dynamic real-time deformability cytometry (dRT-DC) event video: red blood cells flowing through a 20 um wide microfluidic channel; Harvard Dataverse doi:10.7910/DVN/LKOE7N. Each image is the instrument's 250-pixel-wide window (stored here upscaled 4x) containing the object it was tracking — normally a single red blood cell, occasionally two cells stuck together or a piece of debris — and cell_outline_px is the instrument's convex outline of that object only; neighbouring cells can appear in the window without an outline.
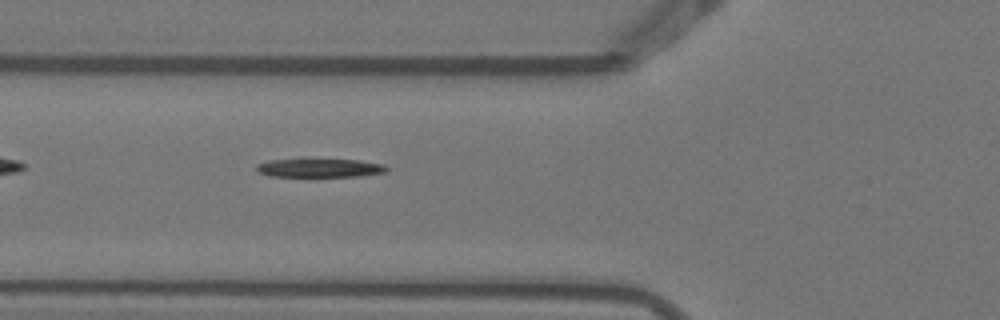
{"species": "Egyptian fruit bat (a non-hibernating species)", "species_latin": "Rousettus aegyptiacus", "temperature_condition": "warm", "stored_images_in_passage": 5, "camera_frame_rate_fps": 3000, "um_per_image_px": 0.085, "animal": {"sex": "female"}, "frame": {"image": 1, "passage_image": 5, "time_ms": 1.333, "image_size_px": [1000, 320], "cell_outline_px": [[388, 172], [356, 176], [312, 180], [268, 176], [260, 172], [256, 168], [256, 164], [268, 160], [304, 156], [356, 160], [384, 164], [388, 168]], "centroid_in_image_um": [27.07, 14.28], "position_along_channel_um": 98.7, "area_um2": 16.3}}